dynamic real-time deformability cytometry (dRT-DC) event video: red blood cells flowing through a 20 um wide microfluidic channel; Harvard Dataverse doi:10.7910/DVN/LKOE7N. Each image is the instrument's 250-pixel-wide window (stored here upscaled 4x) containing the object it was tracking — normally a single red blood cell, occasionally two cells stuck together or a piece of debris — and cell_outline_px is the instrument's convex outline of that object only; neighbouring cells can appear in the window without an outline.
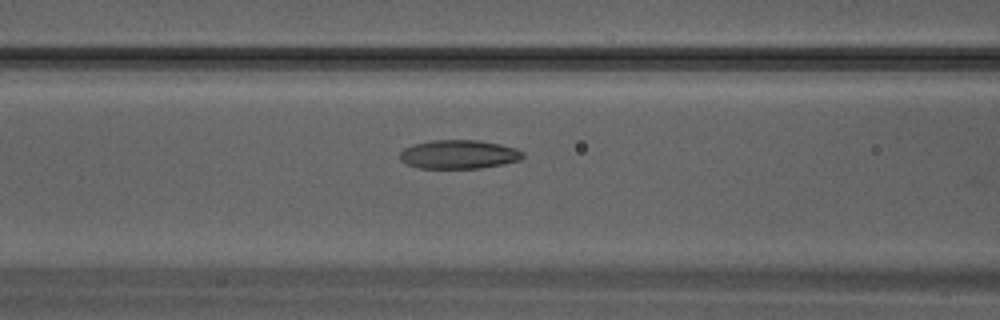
{"species": "Egyptian fruit bat (a non-hibernating species)", "species_latin": "Rousettus aegyptiacus", "temperature_condition": "warm", "stored_images_in_passage": 30, "camera_frame_rate_fps": 3000, "um_per_image_px": 0.085, "animal": {"sex": "male"}, "frame": {"image": 1, "passage_image": 14, "time_ms": 4.333, "image_size_px": [1000, 320], "cell_outline_px": [[524, 156], [520, 160], [504, 164], [480, 168], [420, 168], [408, 164], [400, 160], [400, 152], [404, 148], [412, 144], [432, 140], [480, 140], [500, 144], [516, 148], [524, 152]], "centroid_in_image_um": [39.02, 13.11], "position_along_channel_um": 127.6, "area_um2": 20.75}}
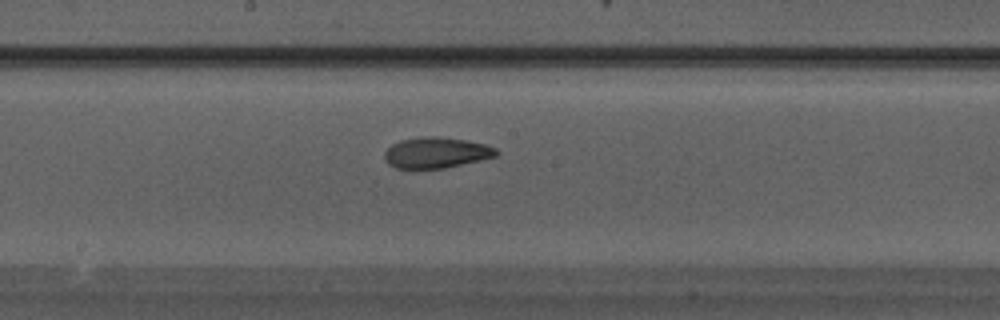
{"frame": {"image": 2, "passage_image": 18, "time_ms": 5.667, "image_size_px": [1000, 320], "cell_outline_px": [[500, 152], [496, 156], [480, 160], [444, 168], [396, 168], [388, 164], [384, 160], [384, 152], [392, 144], [400, 140], [432, 136], [436, 136], [464, 140], [484, 144], [496, 148]], "centroid_in_image_um": [37.07, 12.98], "position_along_channel_um": 211.1, "area_um2": 19.88}}
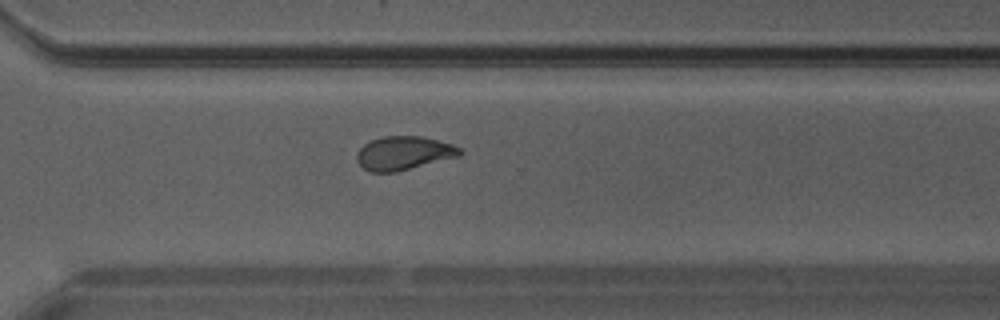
{"frame": {"image": 3, "passage_image": 24, "time_ms": 7.667, "image_size_px": [1000, 320], "cell_outline_px": [[464, 152], [460, 156], [396, 172], [372, 172], [364, 168], [356, 160], [356, 156], [360, 148], [364, 144], [372, 140], [384, 136], [420, 136], [452, 144], [460, 148]], "centroid_in_image_um": [34.33, 13.02], "position_along_channel_um": 336.3, "area_um2": 20.11}}